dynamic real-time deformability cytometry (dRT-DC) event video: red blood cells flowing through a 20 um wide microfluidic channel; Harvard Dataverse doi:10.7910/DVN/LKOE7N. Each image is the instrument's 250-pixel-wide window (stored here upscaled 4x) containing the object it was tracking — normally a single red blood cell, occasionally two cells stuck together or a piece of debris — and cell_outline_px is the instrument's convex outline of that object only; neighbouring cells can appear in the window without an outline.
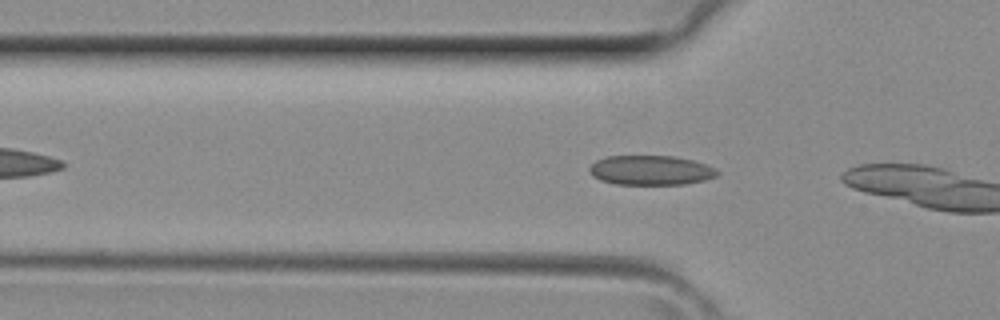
{"species": "common noctule bat (a hibernating species)", "species_latin": "Nyctalus noctula", "temperature_condition": "room temperature", "stored_images_in_passage": 5, "camera_frame_rate_fps": 3000, "um_per_image_px": 0.085, "animal": {"sex": "female", "body_mass_g": 29.2, "forearm_length_mm": 56.3}, "frame": {"image": 1, "passage_image": 3, "time_ms": 0.667, "image_size_px": [1000, 320], "cell_outline_px": [[720, 172], [716, 176], [704, 180], [684, 184], [616, 184], [600, 180], [592, 176], [588, 168], [596, 160], [608, 156], [676, 156], [692, 160], [716, 168]], "centroid_in_image_um": [55.3, 14.47], "position_along_channel_um": 70.5, "area_um2": 22.02}}